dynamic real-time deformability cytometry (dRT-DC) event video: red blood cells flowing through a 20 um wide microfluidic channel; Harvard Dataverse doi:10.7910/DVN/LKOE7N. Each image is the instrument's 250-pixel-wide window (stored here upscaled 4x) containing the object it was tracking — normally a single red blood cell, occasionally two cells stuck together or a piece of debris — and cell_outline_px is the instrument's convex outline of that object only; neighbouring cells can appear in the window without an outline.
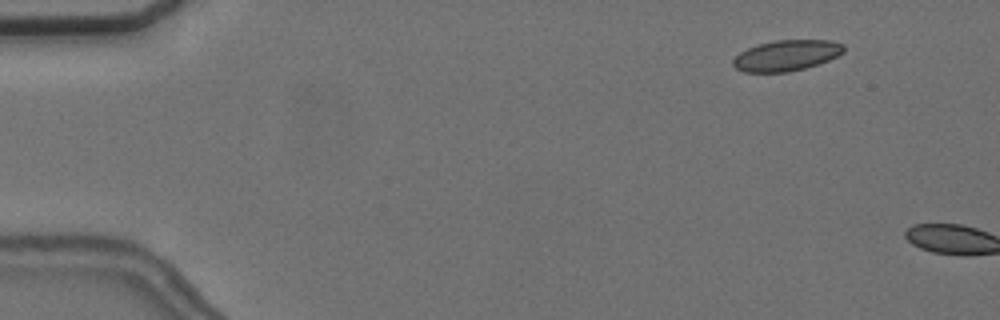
{"species": "common noctule bat (a hibernating species)", "species_latin": "Nyctalus noctula", "temperature_condition": "cold", "stored_images_in_passage": 9, "camera_frame_rate_fps": 3000, "um_per_image_px": 0.085, "animal": {"sex": "female", "body_mass_g": 24.6, "forearm_length_mm": 56.2}, "frame": {"image": 1, "passage_image": 7, "time_ms": 2.0, "image_size_px": [1000, 320], "cell_outline_px": [[844, 52], [828, 60], [804, 68], [788, 72], [744, 72], [736, 68], [732, 64], [732, 60], [740, 52], [748, 48], [760, 44], [776, 40], [832, 40], [844, 44]], "centroid_in_image_um": [66.85, 4.71], "position_along_channel_um": 18.2, "area_um2": 19.71}}